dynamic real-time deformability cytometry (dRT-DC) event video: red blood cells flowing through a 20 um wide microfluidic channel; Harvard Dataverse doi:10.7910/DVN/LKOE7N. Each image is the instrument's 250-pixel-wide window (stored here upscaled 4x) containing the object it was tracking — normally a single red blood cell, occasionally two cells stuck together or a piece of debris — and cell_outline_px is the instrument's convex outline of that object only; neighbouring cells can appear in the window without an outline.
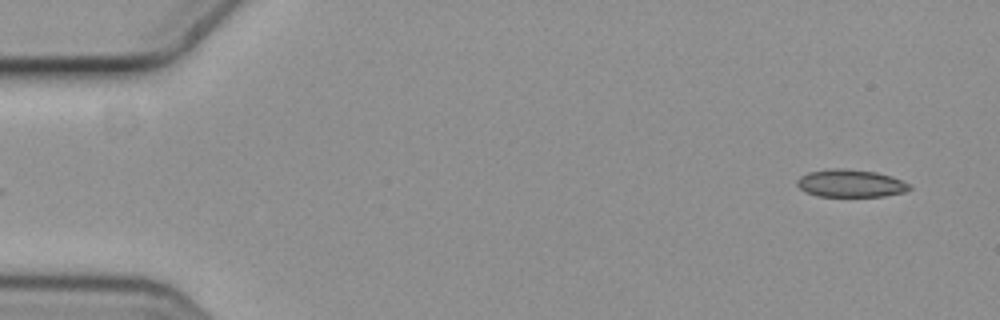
{"species": "common noctule bat (a hibernating species)", "species_latin": "Nyctalus noctula", "temperature_condition": "cold", "stored_images_in_passage": 2, "segment_of_instrument_passage": [2, 2], "camera_frame_rate_fps": 3000, "um_per_image_px": 0.085, "animal": {"sex": "female", "body_mass_g": 19.3, "forearm_length_mm": 54.1}, "frame": {"image": 1, "passage_image": 2, "time_ms": 0.333, "image_size_px": [1000, 320], "cell_outline_px": [[912, 188], [904, 192], [884, 196], [820, 196], [808, 192], [800, 188], [796, 184], [796, 180], [800, 176], [808, 172], [832, 168], [840, 168], [876, 172], [892, 176], [912, 184]], "centroid_in_image_um": [72.33, 15.58], "position_along_channel_um": 12.7, "area_um2": 18.09}}